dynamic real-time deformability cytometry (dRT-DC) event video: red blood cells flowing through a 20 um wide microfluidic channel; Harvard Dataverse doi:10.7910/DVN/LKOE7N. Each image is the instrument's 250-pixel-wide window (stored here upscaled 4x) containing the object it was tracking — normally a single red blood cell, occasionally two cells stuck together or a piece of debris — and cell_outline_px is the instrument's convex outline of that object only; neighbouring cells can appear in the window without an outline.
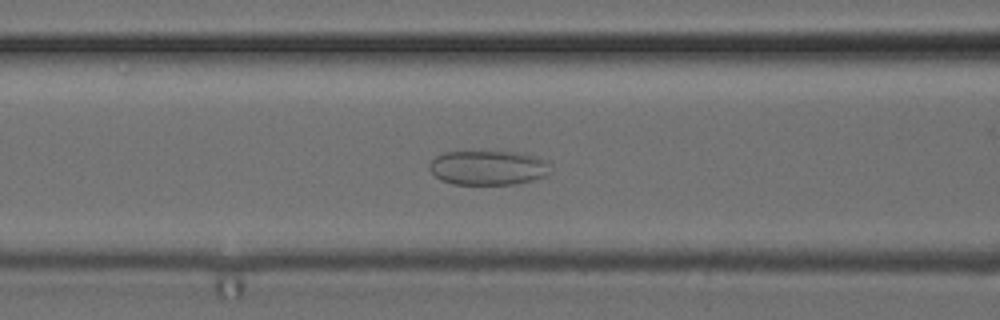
{"species": "common noctule bat (a hibernating species)", "species_latin": "Nyctalus noctula", "temperature_condition": "cold", "stored_images_in_passage": 52, "camera_frame_rate_fps": 3000, "um_per_image_px": 0.085, "animal": {"sex": "female", "body_mass_g": 24.6, "forearm_length_mm": 56.2}, "frame": {"image": 1, "passage_image": 21, "time_ms": 6.667, "image_size_px": [1000, 320], "cell_outline_px": [[552, 172], [548, 176], [516, 184], [452, 184], [440, 180], [428, 168], [428, 164], [436, 156], [444, 152], [516, 152], [536, 156], [548, 160], [552, 164]], "centroid_in_image_um": [41.56, 14.26], "position_along_channel_um": 125.0, "area_um2": 24.74}}
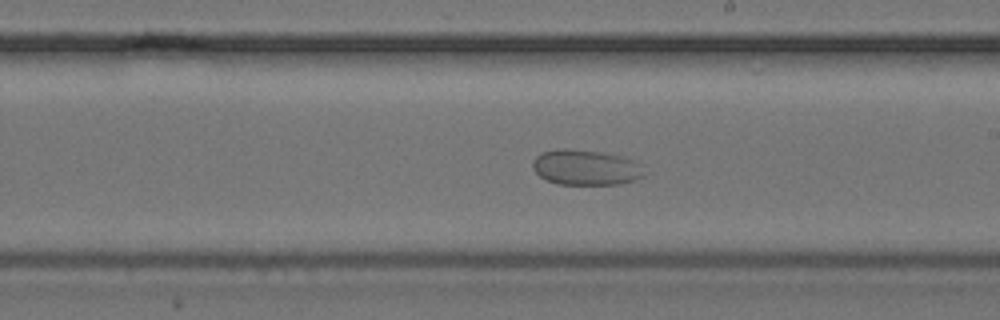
{"frame": {"image": 2, "passage_image": 30, "time_ms": 9.667, "image_size_px": [1000, 320], "cell_outline_px": [[644, 176], [636, 180], [620, 184], [556, 184], [540, 176], [532, 168], [532, 160], [536, 156], [544, 152], [564, 148], [600, 152], [624, 156], [640, 164]], "centroid_in_image_um": [49.79, 14.24], "position_along_channel_um": 239.2, "area_um2": 22.89}}
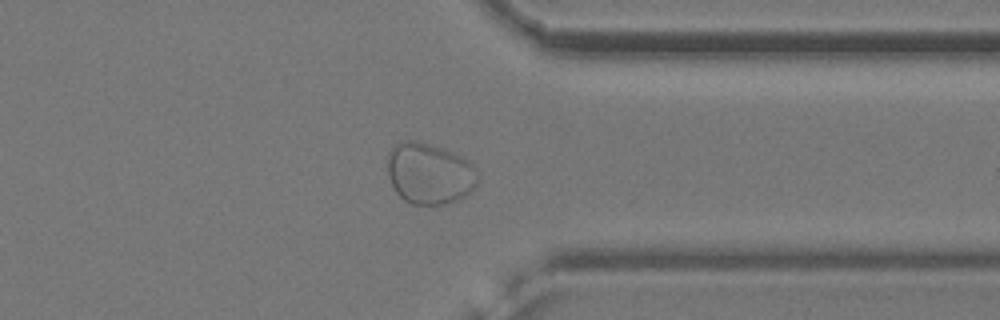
{"frame": {"image": 3, "passage_image": 41, "time_ms": 13.333, "image_size_px": [1000, 320], "cell_outline_px": [[480, 176], [476, 184], [464, 196], [456, 200], [444, 204], [412, 204], [404, 200], [396, 192], [388, 176], [388, 152], [396, 144], [404, 140], [420, 140], [440, 148], [468, 160], [472, 164]], "centroid_in_image_um": [36.48, 14.74], "position_along_channel_um": 374.9, "area_um2": 32.02}}